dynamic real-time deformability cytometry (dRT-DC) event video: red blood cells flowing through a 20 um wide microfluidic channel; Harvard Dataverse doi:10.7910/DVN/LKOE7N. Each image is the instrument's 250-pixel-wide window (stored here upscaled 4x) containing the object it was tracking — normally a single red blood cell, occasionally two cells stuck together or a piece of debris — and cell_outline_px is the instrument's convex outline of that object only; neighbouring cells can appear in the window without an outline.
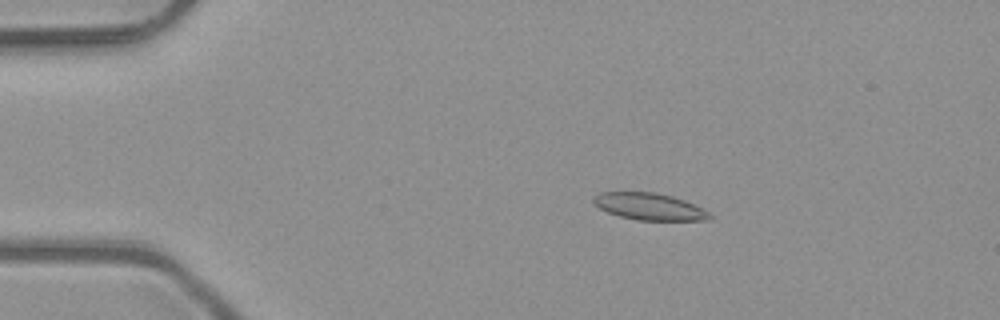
{"species": "common noctule bat (a hibernating species)", "species_latin": "Nyctalus noctula", "temperature_condition": "room temperature", "stored_images_in_passage": 5, "camera_frame_rate_fps": 3000, "um_per_image_px": 0.085, "animal": {"sex": "male", "body_mass_g": 23.1, "forearm_length_mm": 52.7}, "frame": {"image": 1, "passage_image": 1, "time_ms": 0.0, "image_size_px": [1000, 320], "cell_outline_px": [[712, 216], [708, 220], [636, 220], [620, 216], [608, 212], [592, 204], [592, 196], [600, 192], [656, 192], [672, 196], [684, 200], [708, 212]], "centroid_in_image_um": [55.13, 17.55], "position_along_channel_um": 29.9, "area_um2": 18.15}}
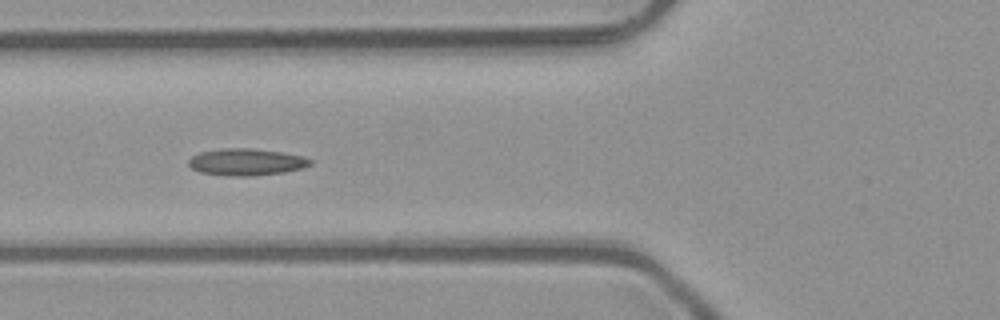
{"frame": {"image": 2, "passage_image": 4, "time_ms": 1.0, "image_size_px": [1000, 320], "cell_outline_px": [[312, 164], [300, 168], [284, 172], [252, 176], [228, 176], [200, 172], [192, 168], [188, 164], [188, 160], [192, 156], [200, 152], [224, 148], [252, 148], [280, 152], [304, 156], [312, 160]], "centroid_in_image_um": [20.92, 13.77], "position_along_channel_um": 104.9, "area_um2": 19.02}}
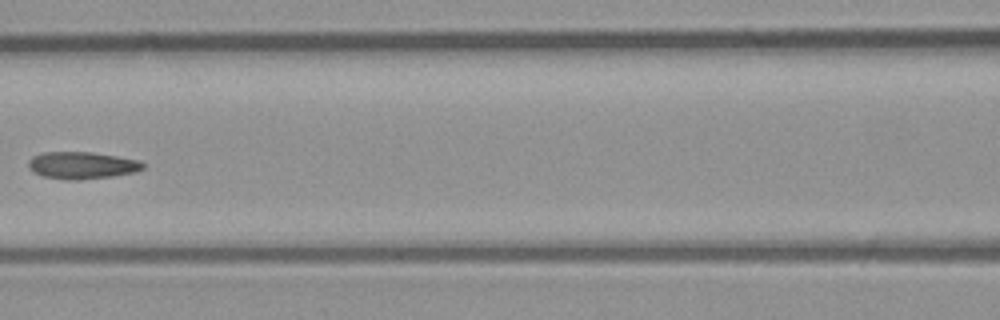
{"frame": {"image": 3, "passage_image": 5, "time_ms": 1.333, "image_size_px": [1000, 320], "cell_outline_px": [[148, 164], [144, 168], [136, 172], [112, 176], [76, 180], [68, 180], [44, 176], [32, 172], [28, 168], [28, 160], [32, 156], [40, 152], [92, 152], [140, 160]], "centroid_in_image_um": [6.97, 14.04], "position_along_channel_um": 159.6, "area_um2": 18.32}}